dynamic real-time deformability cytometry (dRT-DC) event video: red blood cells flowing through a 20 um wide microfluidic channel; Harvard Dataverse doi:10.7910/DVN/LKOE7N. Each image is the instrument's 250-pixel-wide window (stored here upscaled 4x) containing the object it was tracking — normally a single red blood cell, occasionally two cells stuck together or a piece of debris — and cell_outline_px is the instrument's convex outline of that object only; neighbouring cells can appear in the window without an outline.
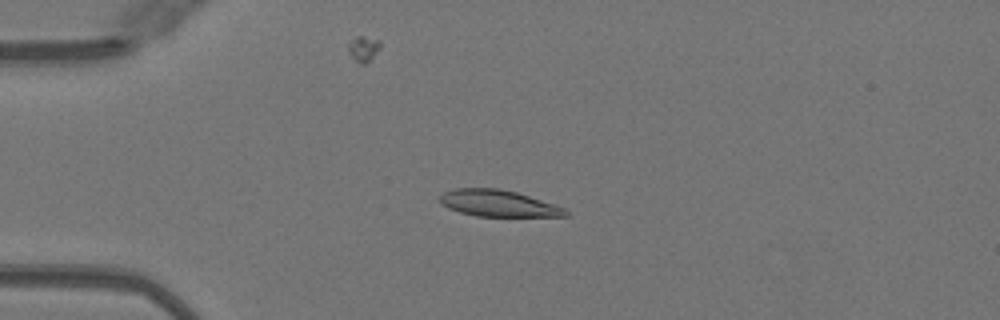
{"species": "Egyptian fruit bat (a non-hibernating species)", "species_latin": "Rousettus aegyptiacus", "temperature_condition": "warm", "stored_images_in_passage": 17, "camera_frame_rate_fps": 3000, "um_per_image_px": 0.085, "animal": {"sex": "female"}, "frame": {"image": 1, "passage_image": 12, "time_ms": 3.667, "image_size_px": [1000, 320], "cell_outline_px": [[568, 216], [476, 216], [460, 212], [448, 208], [440, 204], [440, 196], [444, 192], [452, 188], [500, 188], [516, 192], [564, 208], [568, 212]], "centroid_in_image_um": [42.29, 17.28], "position_along_channel_um": 42.7, "area_um2": 19.25}}